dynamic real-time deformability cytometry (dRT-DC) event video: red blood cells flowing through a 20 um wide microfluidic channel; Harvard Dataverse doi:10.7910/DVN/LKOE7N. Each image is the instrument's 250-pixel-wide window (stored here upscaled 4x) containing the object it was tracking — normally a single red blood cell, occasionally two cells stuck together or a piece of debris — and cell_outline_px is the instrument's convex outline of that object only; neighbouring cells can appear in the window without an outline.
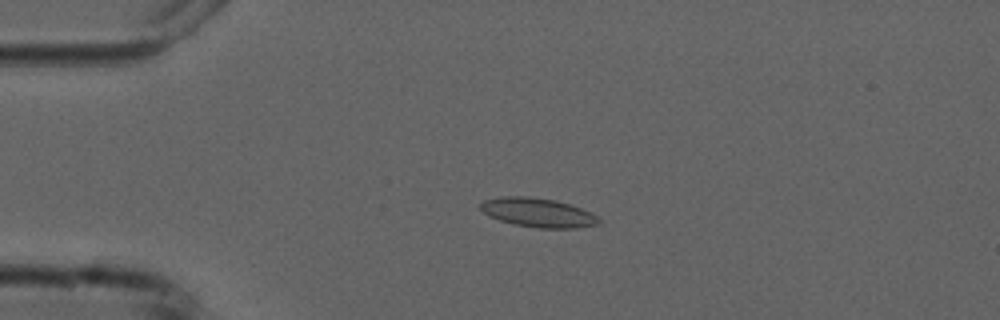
{"species": "common noctule bat (a hibernating species)", "species_latin": "Nyctalus noctula", "temperature_condition": "cold", "stored_images_in_passage": 5, "camera_frame_rate_fps": 3000, "um_per_image_px": 0.085, "animal": {"sex": "male", "forearm_length_mm": 52.5}, "frame": {"image": 1, "passage_image": 4, "time_ms": 3.667, "image_size_px": [1000, 320], "cell_outline_px": [[600, 224], [576, 228], [540, 228], [512, 224], [488, 216], [480, 208], [480, 204], [484, 200], [500, 196], [528, 196], [556, 200], [580, 208], [596, 216], [600, 220]], "centroid_in_image_um": [45.69, 18.07], "position_along_channel_um": 39.3, "area_um2": 20.0}}